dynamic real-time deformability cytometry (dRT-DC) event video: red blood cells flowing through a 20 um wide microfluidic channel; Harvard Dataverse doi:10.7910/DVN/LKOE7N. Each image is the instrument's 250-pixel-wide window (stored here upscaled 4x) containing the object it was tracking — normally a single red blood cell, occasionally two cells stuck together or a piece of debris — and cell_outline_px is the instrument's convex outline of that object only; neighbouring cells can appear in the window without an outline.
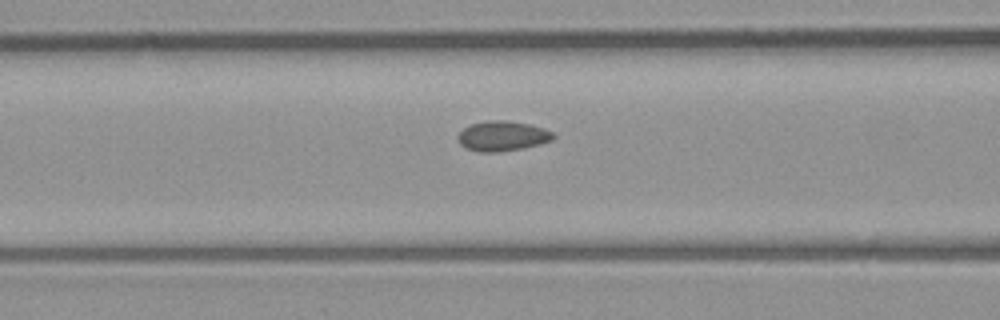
{"species": "common noctule bat (a hibernating species)", "species_latin": "Nyctalus noctula", "temperature_condition": "room temperature", "stored_images_in_passage": 7, "segment_of_instrument_passage": [1, 2], "camera_frame_rate_fps": 3000, "um_per_image_px": 0.085, "animal": {"sex": "male", "body_mass_g": 23.1, "forearm_length_mm": 52.7}, "frame": {"image": 1, "passage_image": 6, "time_ms": 6.667, "image_size_px": [1000, 320], "cell_outline_px": [[556, 136], [552, 140], [540, 144], [524, 148], [496, 152], [480, 152], [468, 148], [460, 144], [456, 136], [464, 128], [472, 124], [488, 120], [504, 120], [528, 124], [544, 128], [552, 132]], "centroid_in_image_um": [42.72, 11.56], "position_along_channel_um": 123.9, "area_um2": 16.59}}